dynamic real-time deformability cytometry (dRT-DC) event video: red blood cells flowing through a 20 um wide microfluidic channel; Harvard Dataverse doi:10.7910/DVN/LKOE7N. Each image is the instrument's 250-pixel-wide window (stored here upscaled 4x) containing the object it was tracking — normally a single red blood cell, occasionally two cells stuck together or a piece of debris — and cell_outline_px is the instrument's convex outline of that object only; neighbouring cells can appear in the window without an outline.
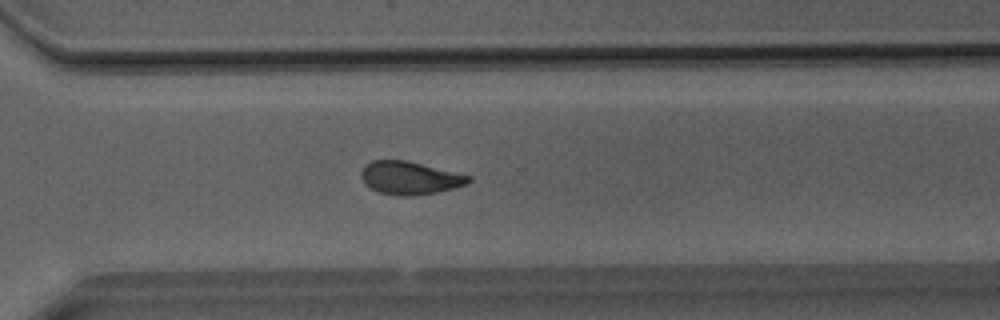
{"species": "Egyptian fruit bat (a non-hibernating species)", "species_latin": "Rousettus aegyptiacus", "temperature_condition": "room temperature", "stored_images_in_passage": 37, "camera_frame_rate_fps": 3000, "um_per_image_px": 0.085, "animal": {"sex": "male"}, "frame": {"image": 1, "passage_image": 26, "time_ms": 8.333, "image_size_px": [1000, 320], "cell_outline_px": [[472, 180], [468, 184], [436, 192], [412, 196], [396, 196], [376, 192], [364, 184], [360, 176], [360, 172], [364, 164], [372, 160], [404, 160], [472, 176]], "centroid_in_image_um": [34.78, 15.13], "position_along_channel_um": 335.8, "area_um2": 20.81}}
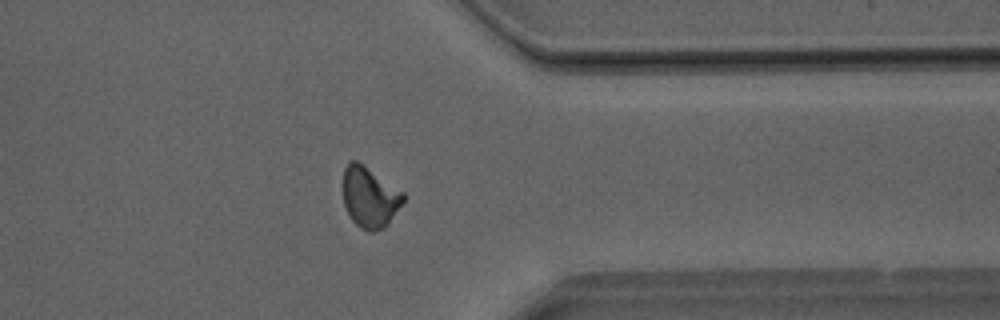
{"frame": {"image": 2, "passage_image": 29, "time_ms": 9.333, "image_size_px": [1000, 320], "cell_outline_px": [[408, 196], [388, 224], [384, 228], [372, 232], [368, 232], [360, 228], [352, 220], [344, 204], [340, 184], [344, 168], [352, 160], [356, 160], [404, 192]], "centroid_in_image_um": [31.41, 16.76], "position_along_channel_um": 380.0, "area_um2": 21.79}}
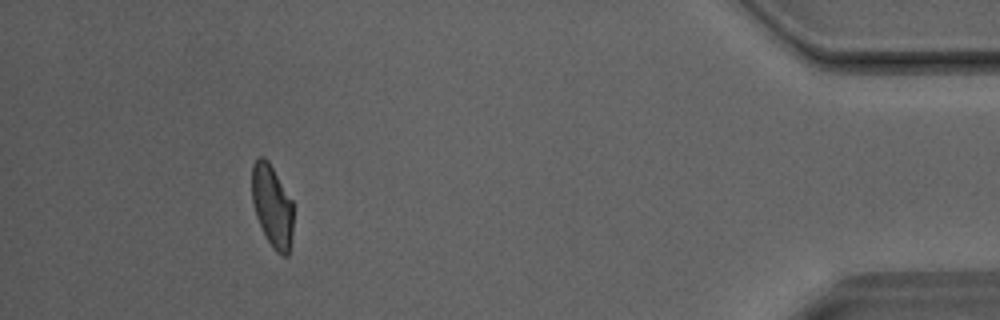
{"frame": {"image": 3, "passage_image": 34, "time_ms": 11.0, "image_size_px": [1000, 320], "cell_outline_px": [[292, 236], [288, 256], [280, 256], [272, 248], [256, 216], [252, 200], [252, 164], [256, 156], [264, 156], [268, 160], [292, 200]], "centroid_in_image_um": [23.13, 17.49], "position_along_channel_um": 412.1, "area_um2": 19.88}}